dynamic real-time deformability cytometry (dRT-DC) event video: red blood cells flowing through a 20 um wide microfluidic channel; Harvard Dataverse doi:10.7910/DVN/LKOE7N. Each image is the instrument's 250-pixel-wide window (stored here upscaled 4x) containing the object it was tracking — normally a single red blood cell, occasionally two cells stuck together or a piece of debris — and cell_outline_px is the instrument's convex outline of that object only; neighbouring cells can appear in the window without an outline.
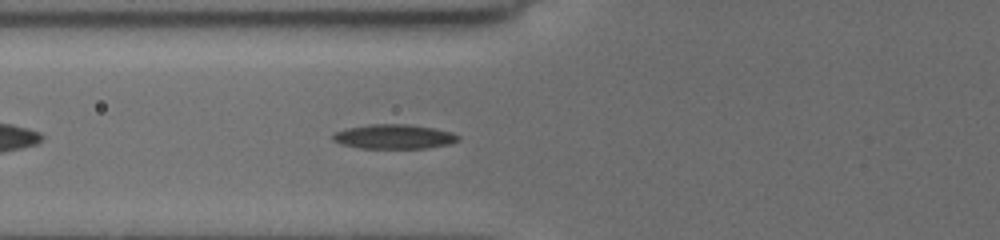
{"species": "common noctule bat (a hibernating species)", "species_latin": "Nyctalus noctula", "temperature_condition": "cold", "stored_images_in_passage": 34, "camera_frame_rate_fps": 3000, "um_per_image_px": 0.085, "animal": {"sex": "female", "body_mass_g": 19.5, "forearm_length_mm": 54.1}, "frame": {"image": 1, "passage_image": 15, "time_ms": 7.0, "image_size_px": [1000, 240], "cell_outline_px": [[460, 140], [448, 144], [428, 148], [360, 148], [340, 144], [332, 140], [332, 136], [336, 132], [348, 128], [368, 124], [408, 124], [432, 128], [452, 132], [460, 136]], "centroid_in_image_um": [33.49, 11.61], "position_along_channel_um": 92.3, "area_um2": 17.86}}
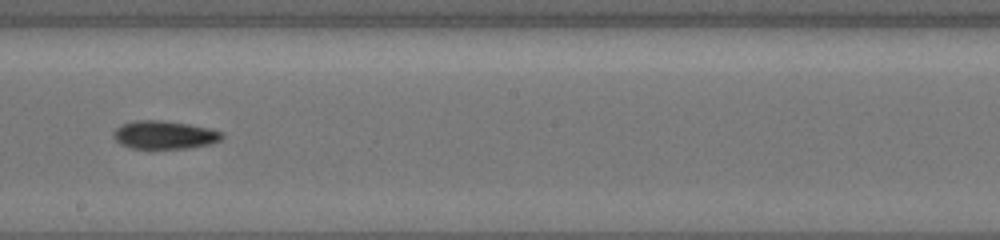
{"frame": {"image": 2, "passage_image": 22, "time_ms": 10.667, "image_size_px": [1000, 240], "cell_outline_px": [[224, 136], [220, 140], [208, 144], [188, 148], [128, 148], [120, 144], [112, 136], [112, 132], [120, 124], [136, 120], [164, 120], [188, 124], [208, 128], [224, 132]], "centroid_in_image_um": [13.93, 11.46], "position_along_channel_um": 234.3, "area_um2": 17.92}}
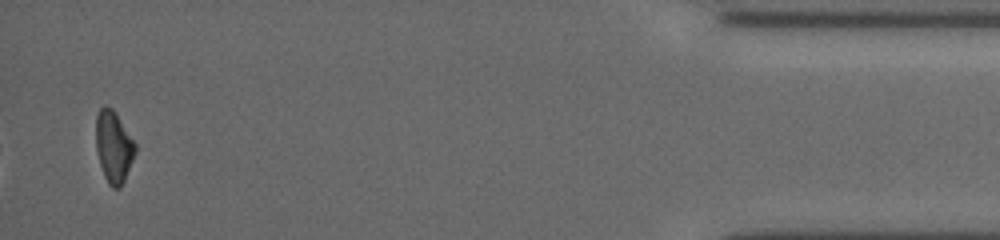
{"frame": {"image": 3, "passage_image": 34, "time_ms": 17.333, "image_size_px": [1000, 240], "cell_outline_px": [[136, 152], [124, 180], [120, 188], [112, 188], [108, 184], [104, 176], [100, 164], [96, 148], [96, 116], [100, 108], [104, 104], [108, 104], [112, 108], [136, 144]], "centroid_in_image_um": [9.65, 12.46], "position_along_channel_um": 425.6, "area_um2": 16.36}, "authors_computed_cell_mechanics": {"area_um2": 17.6579, "velocity_mm_per_s": 3.8652, "shape_relaxation_time_tau1_ms": 7.8175, "shape_relaxation_time_tau2_ms": null, "deformation_change_tau1": 0.2072, "deformation_change_tau2": null}}